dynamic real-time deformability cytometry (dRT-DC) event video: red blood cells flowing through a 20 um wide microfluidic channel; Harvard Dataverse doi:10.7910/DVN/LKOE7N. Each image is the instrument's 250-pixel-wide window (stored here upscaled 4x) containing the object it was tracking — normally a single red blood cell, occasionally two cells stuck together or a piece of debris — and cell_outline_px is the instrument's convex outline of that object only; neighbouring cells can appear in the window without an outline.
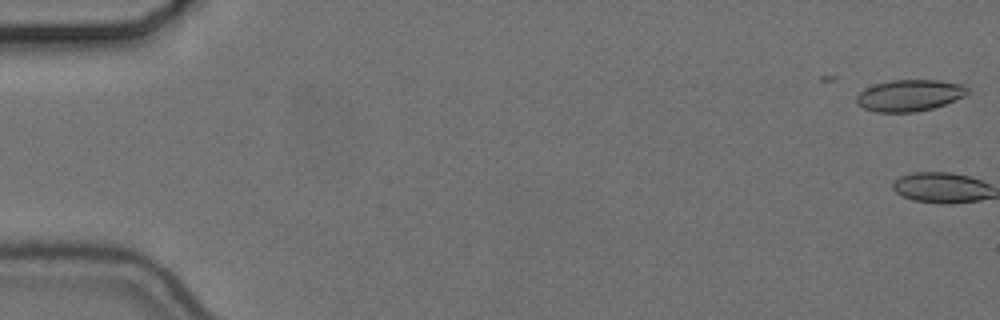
{"species": "common noctule bat (a hibernating species)", "species_latin": "Nyctalus noctula", "temperature_condition": "cold", "stored_images_in_passage": 2, "camera_frame_rate_fps": 3000, "um_per_image_px": 0.085, "animal": {"sex": "female", "body_mass_g": 24.6, "forearm_length_mm": 56.2}, "frame": {"image": 1, "passage_image": 1, "time_ms": 0.0, "image_size_px": [1000, 320], "cell_outline_px": [[972, 92], [956, 100], [932, 108], [916, 112], [876, 112], [864, 108], [856, 104], [856, 96], [860, 92], [876, 84], [892, 80], [936, 80], [964, 84]], "centroid_in_image_um": [77.35, 8.11], "position_along_channel_um": 7.7, "area_um2": 20.4}}